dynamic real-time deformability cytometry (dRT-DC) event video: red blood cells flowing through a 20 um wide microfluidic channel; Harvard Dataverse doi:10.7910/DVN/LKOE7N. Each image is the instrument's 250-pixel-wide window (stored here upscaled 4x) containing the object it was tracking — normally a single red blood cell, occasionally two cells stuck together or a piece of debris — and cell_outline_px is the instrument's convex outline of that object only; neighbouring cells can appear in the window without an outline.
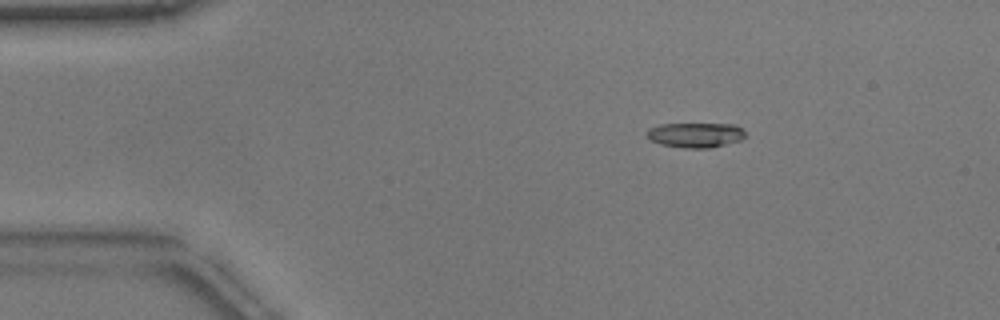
{"species": "common noctule bat (a hibernating species)", "species_latin": "Nyctalus noctula", "temperature_condition": "warm", "stored_images_in_passage": 46, "camera_frame_rate_fps": 3000, "um_per_image_px": 0.085, "animal": {"sex": "male", "body_mass_g": 17.9}, "frame": {"image": 1, "passage_image": 2, "time_ms": 0.333, "image_size_px": [1000, 320], "cell_outline_px": [[748, 136], [740, 140], [708, 148], [684, 148], [660, 144], [648, 140], [644, 132], [648, 128], [660, 124], [736, 124]], "centroid_in_image_um": [59.05, 11.47], "position_along_channel_um": 25.9, "area_um2": 14.45}}
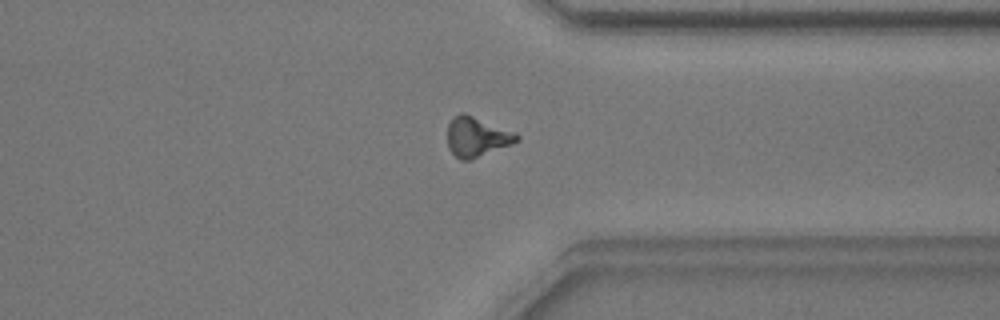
{"frame": {"image": 2, "passage_image": 34, "time_ms": 11.0, "image_size_px": [1000, 320], "cell_outline_px": [[520, 140], [512, 144], [468, 160], [460, 160], [448, 148], [448, 124], [460, 112], [464, 112], [516, 132], [520, 136]], "centroid_in_image_um": [40.55, 11.62], "position_along_channel_um": 370.9, "area_um2": 15.95}}
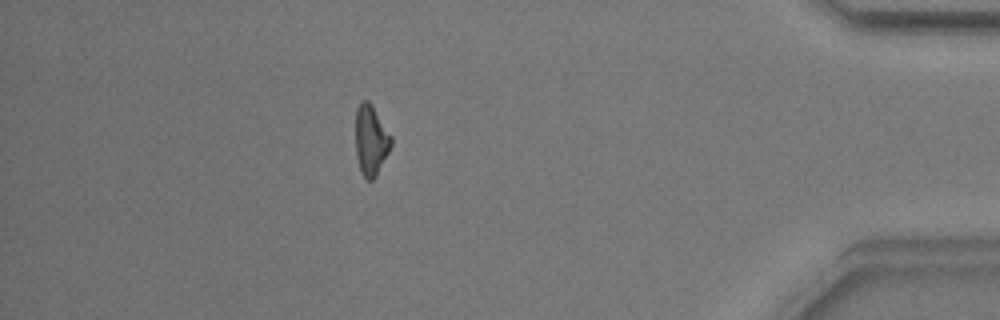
{"frame": {"image": 3, "passage_image": 40, "time_ms": 13.0, "image_size_px": [1000, 320], "cell_outline_px": [[392, 144], [376, 176], [372, 180], [368, 180], [360, 172], [356, 156], [356, 108], [360, 100], [368, 100], [372, 104], [392, 136]], "centroid_in_image_um": [31.52, 11.88], "position_along_channel_um": 403.7, "area_um2": 14.68}}